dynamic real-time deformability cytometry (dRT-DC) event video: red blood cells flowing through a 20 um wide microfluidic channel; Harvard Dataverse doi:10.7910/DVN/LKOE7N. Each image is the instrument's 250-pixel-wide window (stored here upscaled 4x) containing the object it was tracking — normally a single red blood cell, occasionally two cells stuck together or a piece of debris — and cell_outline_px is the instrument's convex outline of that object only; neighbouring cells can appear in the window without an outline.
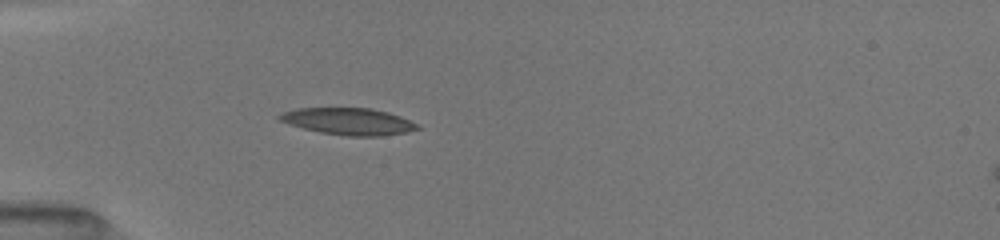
{"species": "common noctule bat (a hibernating species)", "species_latin": "Nyctalus noctula", "temperature_condition": "room temperature", "stored_images_in_passage": 73, "camera_frame_rate_fps": 3000, "um_per_image_px": 0.085, "animal": {"sex": "female", "body_mass_g": 19.5, "forearm_length_mm": 54.1}, "frame": {"image": 1, "passage_image": 17, "time_ms": 2.333, "image_size_px": [1000, 240], "cell_outline_px": [[420, 128], [408, 132], [380, 136], [348, 136], [320, 132], [288, 124], [280, 120], [276, 116], [284, 112], [296, 108], [368, 108], [388, 112], [400, 116], [416, 124]], "centroid_in_image_um": [29.61, 10.32], "position_along_channel_um": 55.4, "area_um2": 21.39}}
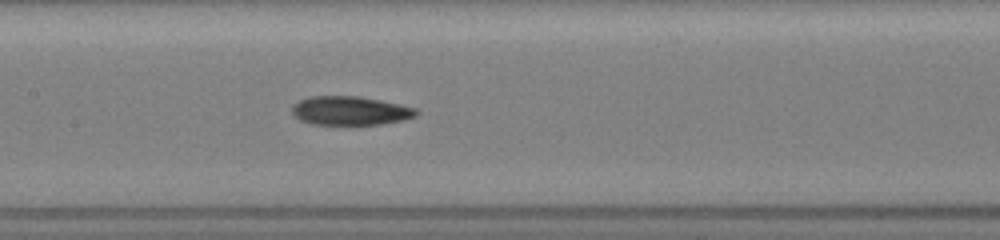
{"frame": {"image": 2, "passage_image": 43, "time_ms": 5.667, "image_size_px": [1000, 240], "cell_outline_px": [[420, 112], [416, 116], [404, 120], [384, 124], [356, 128], [348, 128], [308, 124], [300, 120], [292, 112], [292, 104], [308, 96], [356, 96], [380, 100], [416, 108]], "centroid_in_image_um": [29.76, 9.48], "position_along_channel_um": 177.6, "area_um2": 22.14}}
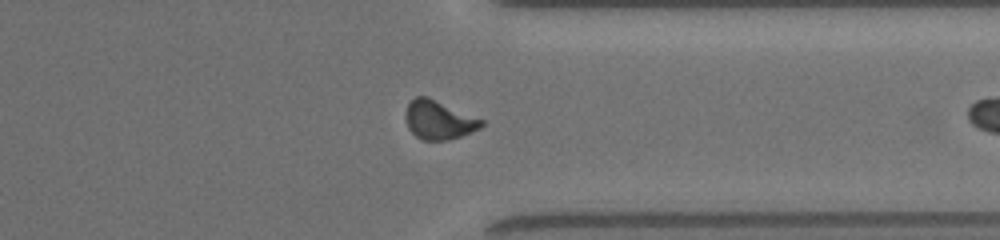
{"frame": {"image": 3, "passage_image": 71, "time_ms": 9.333, "image_size_px": [1000, 240], "cell_outline_px": [[484, 124], [480, 128], [472, 132], [448, 140], [424, 140], [416, 136], [408, 128], [408, 104], [416, 96], [428, 96], [484, 120]], "centroid_in_image_um": [37.35, 10.19], "position_along_channel_um": 374.1, "area_um2": 16.82}}